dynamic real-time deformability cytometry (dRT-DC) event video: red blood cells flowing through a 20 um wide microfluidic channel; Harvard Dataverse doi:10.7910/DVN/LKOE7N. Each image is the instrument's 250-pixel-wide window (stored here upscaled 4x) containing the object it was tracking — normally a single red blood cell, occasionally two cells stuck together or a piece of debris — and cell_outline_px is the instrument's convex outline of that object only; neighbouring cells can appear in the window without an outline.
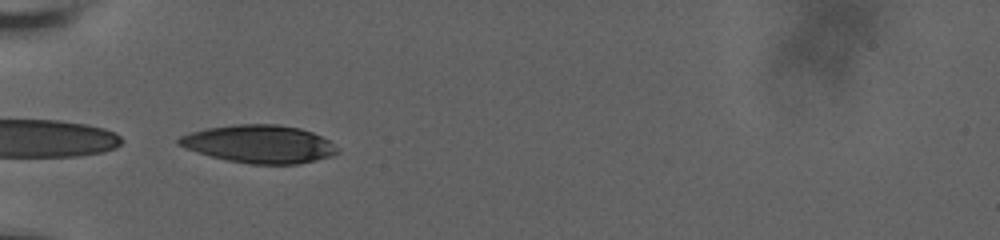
{"species": "human", "species_latin": "Homo sapiens", "temperature_condition": "room temperature", "stored_images_in_passage": 49, "camera_frame_rate_fps": 3000, "um_per_image_px": 0.085, "donor": {"sex": "male"}, "frame": {"image": 1, "passage_image": 1, "time_ms": 0.0, "image_size_px": [1000, 240], "cell_outline_px": [[340, 152], [332, 156], [300, 164], [252, 164], [228, 160], [212, 156], [176, 144], [176, 140], [180, 136], [192, 132], [208, 128], [236, 124], [276, 124], [300, 128], [312, 132], [328, 140], [340, 148]], "centroid_in_image_um": [22.1, 12.24], "position_along_channel_um": 62.9, "area_um2": 34.85}}
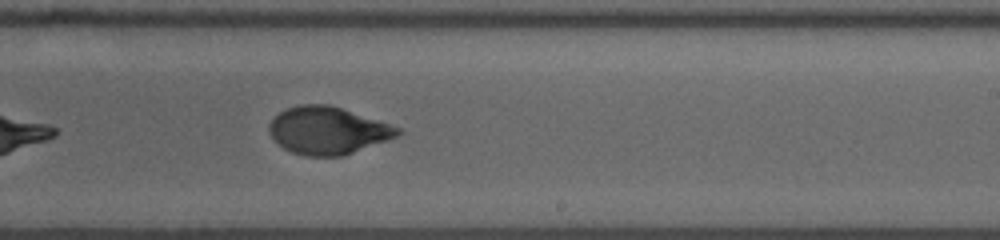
{"frame": {"image": 2, "passage_image": 22, "time_ms": 5.667, "image_size_px": [1000, 240], "cell_outline_px": [[404, 132], [396, 136], [352, 152], [340, 156], [304, 156], [292, 152], [284, 148], [268, 132], [268, 124], [280, 112], [288, 108], [300, 104], [328, 104], [400, 128]], "centroid_in_image_um": [27.81, 11.09], "position_along_channel_um": 261.2, "area_um2": 34.74}}
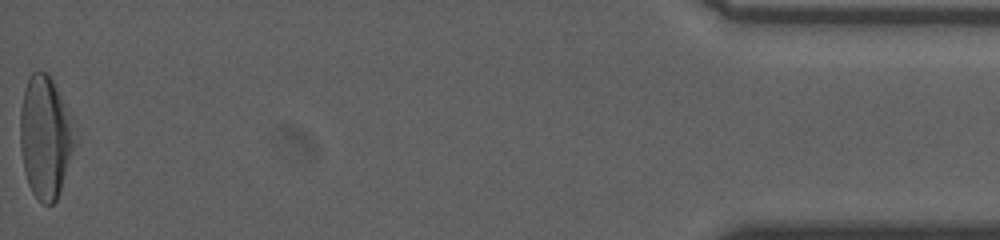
{"frame": {"image": 3, "passage_image": 49, "time_ms": 12.667, "image_size_px": [1000, 240], "cell_outline_px": [[80, 140], [56, 200], [52, 204], [44, 204], [32, 192], [28, 184], [24, 168], [20, 148], [20, 108], [24, 88], [32, 72], [44, 72], [52, 80], [80, 132]], "centroid_in_image_um": [3.92, 11.67], "position_along_channel_um": 431.3, "area_um2": 39.82}, "authors_computed_cell_mechanics": {"area_um2": 35.4892, "velocity_mm_per_s": 3.6517, "shape_relaxation_time_tau1_ms": 5.3476, "shape_relaxation_time_tau2_ms": 1.3348, "deformation_change_tau1": 0.1994, "deformation_change_tau2": 0.0562}}